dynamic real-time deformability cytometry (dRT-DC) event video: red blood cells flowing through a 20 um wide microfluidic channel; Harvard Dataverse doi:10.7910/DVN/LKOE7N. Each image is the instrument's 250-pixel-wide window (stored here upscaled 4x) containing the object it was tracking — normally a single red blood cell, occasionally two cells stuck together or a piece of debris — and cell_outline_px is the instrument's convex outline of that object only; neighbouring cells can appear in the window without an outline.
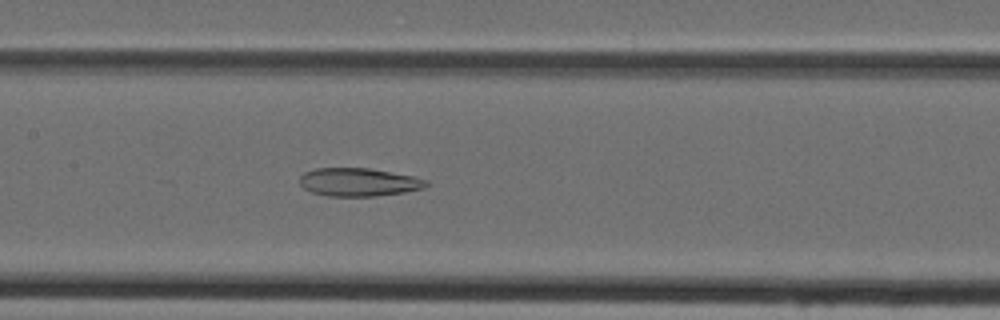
{"species": "Egyptian fruit bat (a non-hibernating species)", "species_latin": "Rousettus aegyptiacus", "temperature_condition": "cold", "stored_images_in_passage": 46, "camera_frame_rate_fps": 3000, "um_per_image_px": 0.085, "animal": {"sex": "female"}, "frame": {"image": 1, "passage_image": 22, "time_ms": 7.0, "image_size_px": [1000, 320], "cell_outline_px": [[428, 184], [424, 188], [404, 192], [376, 196], [328, 196], [312, 192], [304, 188], [300, 184], [300, 176], [304, 172], [316, 168], [368, 168], [412, 176], [428, 180]], "centroid_in_image_um": [30.47, 15.48], "position_along_channel_um": 176.9, "area_um2": 20.69}}
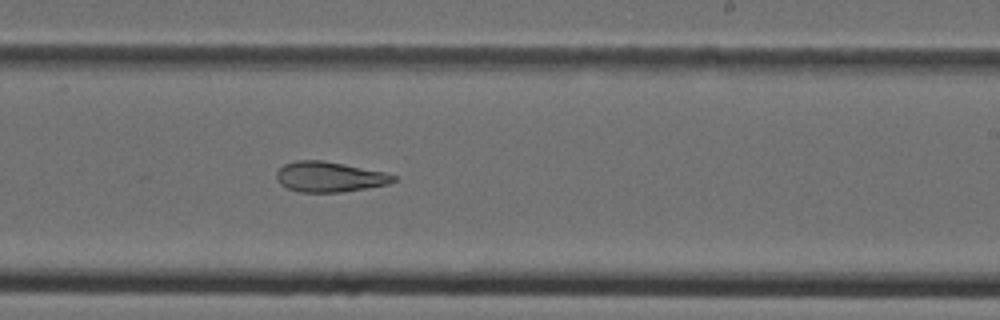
{"frame": {"image": 2, "passage_image": 28, "time_ms": 9.0, "image_size_px": [1000, 320], "cell_outline_px": [[396, 180], [388, 184], [340, 192], [300, 192], [288, 188], [280, 184], [276, 180], [276, 172], [284, 164], [296, 160], [320, 160], [344, 164], [384, 172], [396, 176]], "centroid_in_image_um": [27.96, 15.03], "position_along_channel_um": 261.0, "area_um2": 20.46}}
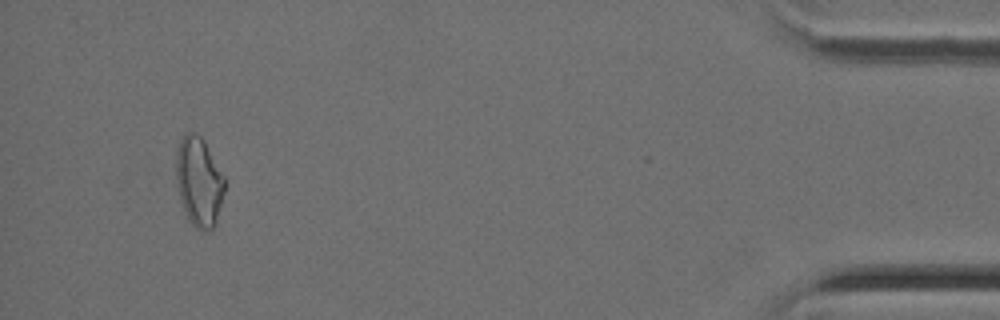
{"frame": {"image": 3, "passage_image": 44, "time_ms": 14.333, "image_size_px": [1000, 320], "cell_outline_px": [[224, 192], [216, 224], [212, 228], [204, 232], [200, 232], [188, 220], [184, 212], [180, 200], [176, 180], [176, 152], [180, 140], [184, 132], [192, 132], [200, 136], [204, 140], [224, 176]], "centroid_in_image_um": [16.9, 15.46], "position_along_channel_um": 418.3, "area_um2": 25.49}}